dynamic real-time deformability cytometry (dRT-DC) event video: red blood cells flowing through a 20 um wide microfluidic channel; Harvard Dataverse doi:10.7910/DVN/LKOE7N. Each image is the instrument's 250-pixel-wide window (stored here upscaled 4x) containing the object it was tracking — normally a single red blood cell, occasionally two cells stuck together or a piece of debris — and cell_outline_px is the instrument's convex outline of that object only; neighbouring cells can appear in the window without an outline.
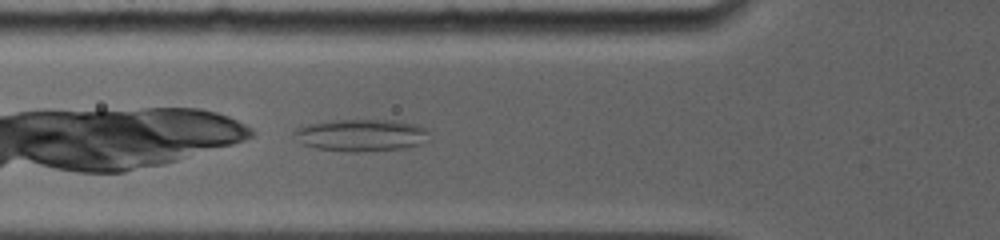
{"species": "common noctule bat (a hibernating species)", "species_latin": "Nyctalus noctula", "temperature_condition": "room temperature", "stored_images_in_passage": 18, "camera_frame_rate_fps": 5000, "um_per_image_px": 0.085, "animal": {"sex": "female", "body_mass_g": 19.0, "forearm_length_mm": 56.7}, "frame": {"image": 1, "passage_image": 3, "time_ms": 1.0, "image_size_px": [1000, 240], "cell_outline_px": [[424, 132], [416, 144], [404, 148], [316, 148], [304, 144], [292, 132], [300, 124], [332, 120], [392, 120], [416, 124], [424, 128]], "centroid_in_image_um": [30.53, 11.4], "position_along_channel_um": 95.3, "area_um2": 23.29}}
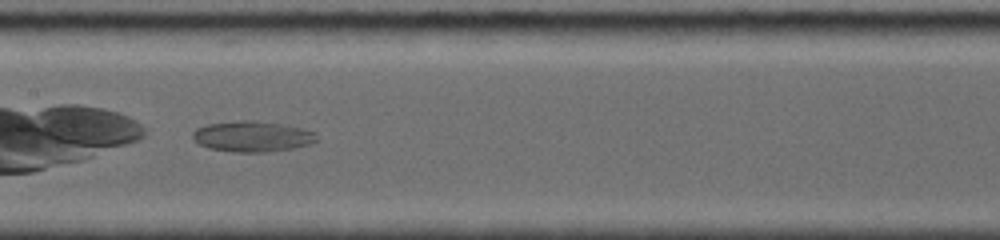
{"frame": {"image": 2, "passage_image": 8, "time_ms": 3.4, "image_size_px": [1000, 240], "cell_outline_px": [[316, 140], [308, 144], [292, 148], [260, 152], [236, 152], [212, 148], [200, 144], [192, 136], [192, 132], [196, 128], [208, 124], [240, 120], [256, 120], [284, 124], [304, 128], [316, 132]], "centroid_in_image_um": [21.46, 11.57], "position_along_channel_um": 185.9, "area_um2": 21.96}}
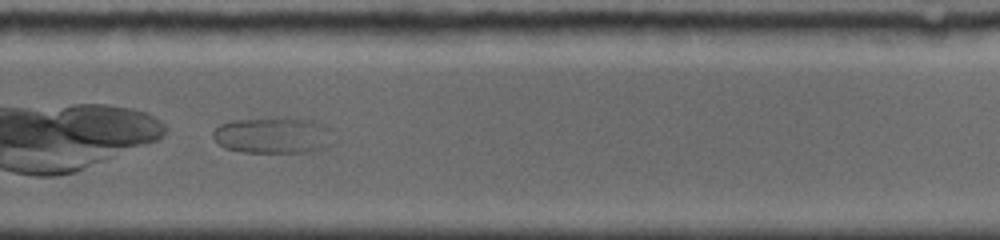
{"frame": {"image": 3, "passage_image": 14, "time_ms": 6.6, "image_size_px": [1000, 240], "cell_outline_px": [[328, 128], [320, 148], [304, 152], [244, 152], [224, 148], [212, 136], [212, 132], [220, 124], [232, 120], [268, 116], [284, 116], [312, 120], [324, 124]], "centroid_in_image_um": [23.03, 11.44], "position_along_channel_um": 306.8, "area_um2": 25.03}}